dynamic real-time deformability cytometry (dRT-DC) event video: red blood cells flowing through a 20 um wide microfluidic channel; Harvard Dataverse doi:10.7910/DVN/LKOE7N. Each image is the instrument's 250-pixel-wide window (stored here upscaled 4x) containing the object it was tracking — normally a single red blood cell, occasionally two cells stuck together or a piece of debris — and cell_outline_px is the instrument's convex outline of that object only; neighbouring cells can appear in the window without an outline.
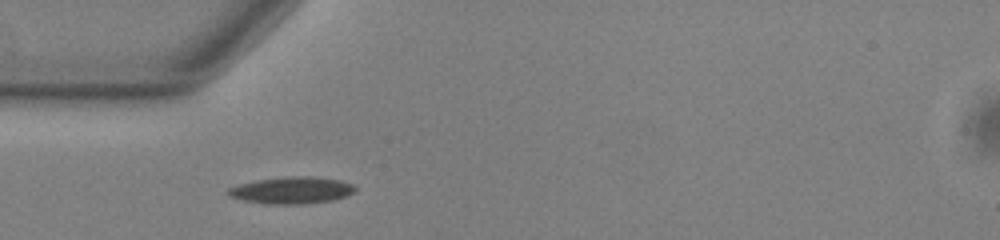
{"species": "common noctule bat (a hibernating species)", "species_latin": "Nyctalus noctula", "temperature_condition": "warm", "stored_images_in_passage": 35, "camera_frame_rate_fps": 3000, "um_per_image_px": 0.085, "animal": {"sex": "male", "body_mass_g": 13.0, "forearm_length_mm": 53.1}, "frame": {"image": 1, "passage_image": 1, "time_ms": 0.0, "image_size_px": [1000, 240], "cell_outline_px": [[356, 188], [348, 196], [332, 200], [304, 204], [268, 204], [240, 200], [228, 196], [224, 192], [228, 188], [240, 184], [256, 180], [288, 176], [312, 176], [340, 180], [352, 184]], "centroid_in_image_um": [24.75, 16.17], "position_along_channel_um": 60.3, "area_um2": 20.06}}
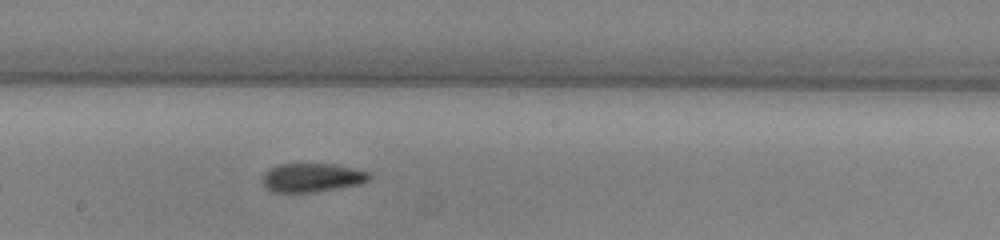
{"frame": {"image": 2, "passage_image": 14, "time_ms": 4.333, "image_size_px": [1000, 240], "cell_outline_px": [[372, 176], [368, 180], [360, 184], [316, 192], [272, 192], [264, 188], [264, 172], [268, 168], [276, 164], [332, 164], [372, 172]], "centroid_in_image_um": [26.52, 15.1], "position_along_channel_um": 221.7, "area_um2": 18.03}}
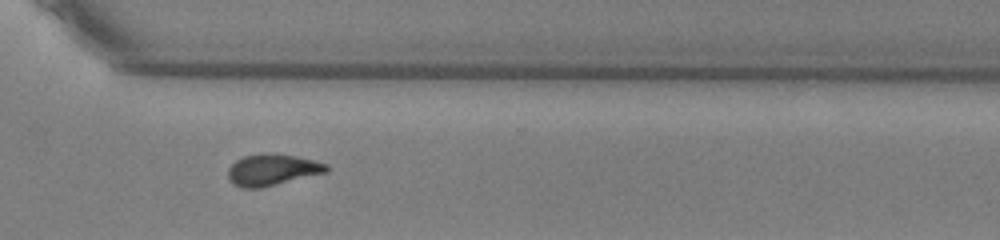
{"frame": {"image": 3, "passage_image": 24, "time_ms": 7.667, "image_size_px": [1000, 240], "cell_outline_px": [[328, 172], [260, 188], [240, 188], [232, 184], [228, 180], [228, 168], [236, 160], [244, 156], [268, 152], [272, 152], [296, 156], [328, 164]], "centroid_in_image_um": [23.11, 14.43], "position_along_channel_um": 347.5, "area_um2": 18.21}, "authors_computed_cell_mechanics": {"area_um2": 18.0336, "velocity_mm_per_s": 3.7692, "shape_relaxation_time_tau1_ms": 6.2375, "shape_relaxation_time_tau2_ms": 3.6542, "deformation_change_tau1": 0.1898, "deformation_change_tau2": 0.1208}}